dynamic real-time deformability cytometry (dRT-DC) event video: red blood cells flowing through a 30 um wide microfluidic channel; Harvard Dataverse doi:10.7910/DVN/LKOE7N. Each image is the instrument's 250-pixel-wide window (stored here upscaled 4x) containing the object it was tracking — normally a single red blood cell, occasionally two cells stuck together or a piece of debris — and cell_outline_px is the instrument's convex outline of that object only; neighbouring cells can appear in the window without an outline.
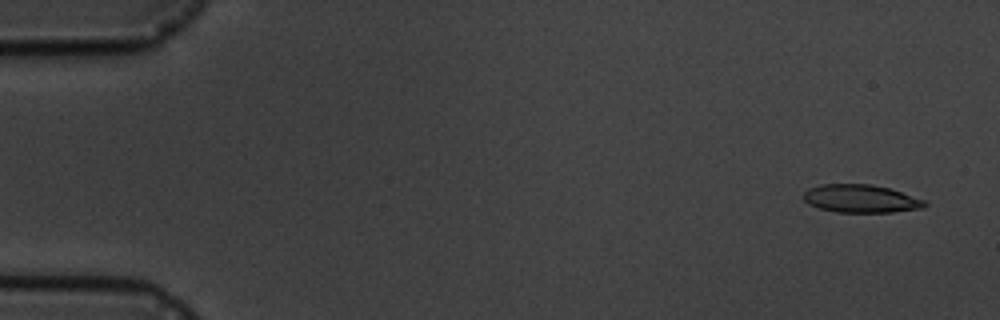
{"species": "common noctule bat (a hibernating species)", "species_latin": "Nyctalus noctula", "temperature_condition": "cold", "stored_images_in_passage": 5, "camera_frame_rate_fps": 3000, "um_per_image_px": 0.085, "animal": {"sex": "male", "body_mass_g": 19.5, "forearm_length_mm": 54.6}, "frame": {"image": 1, "passage_image": 1, "time_ms": 0.0, "image_size_px": [1000, 320], "cell_outline_px": [[928, 204], [924, 208], [892, 212], [836, 212], [820, 208], [808, 204], [804, 200], [804, 192], [808, 188], [820, 184], [872, 184], [888, 188], [924, 200]], "centroid_in_image_um": [73.15, 16.88], "position_along_channel_um": 11.9, "area_um2": 19.71}}
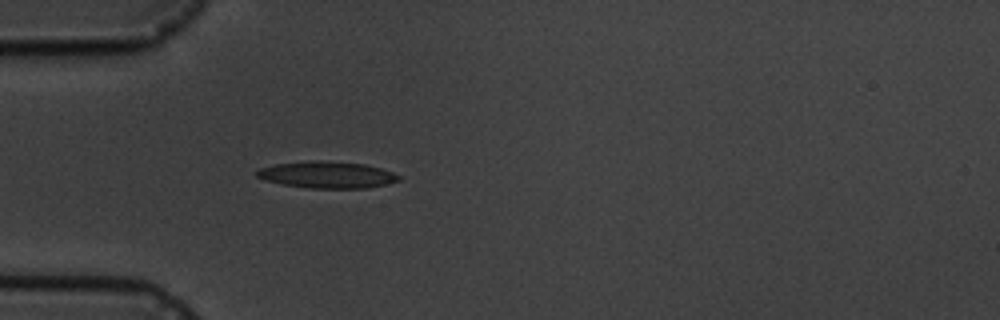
{"frame": {"image": 2, "passage_image": 5, "time_ms": 4.667, "image_size_px": [1000, 320], "cell_outline_px": [[400, 180], [368, 188], [312, 188], [280, 184], [256, 176], [256, 172], [260, 168], [276, 164], [312, 160], [320, 160], [364, 164], [380, 168], [392, 172], [400, 176]], "centroid_in_image_um": [27.8, 14.85], "position_along_channel_um": 57.2, "area_um2": 21.85}}